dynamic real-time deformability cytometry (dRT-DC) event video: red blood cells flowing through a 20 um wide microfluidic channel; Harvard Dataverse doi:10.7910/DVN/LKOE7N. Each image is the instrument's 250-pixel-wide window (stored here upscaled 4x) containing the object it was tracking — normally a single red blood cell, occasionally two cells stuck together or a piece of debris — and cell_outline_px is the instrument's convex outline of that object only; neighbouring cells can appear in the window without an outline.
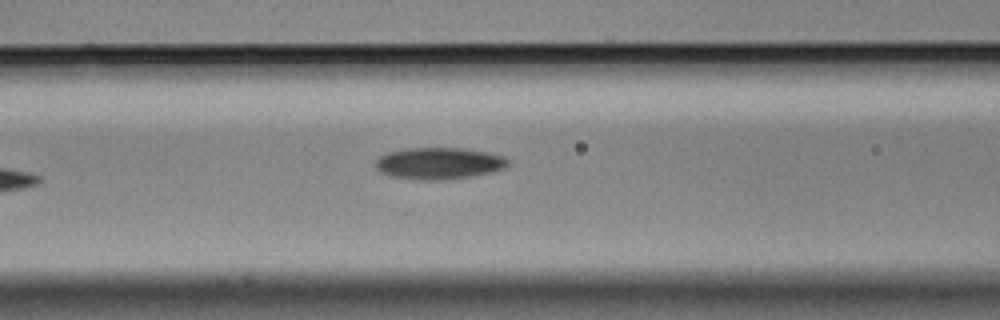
{"species": "Egyptian fruit bat (a non-hibernating species)", "species_latin": "Rousettus aegyptiacus", "temperature_condition": "cold", "stored_images_in_passage": 3, "camera_frame_rate_fps": 3000, "um_per_image_px": 0.085, "animal": {"sex": "male"}, "frame": {"image": 1, "passage_image": 3, "time_ms": 0.667, "image_size_px": [1000, 320], "cell_outline_px": [[512, 164], [504, 168], [492, 172], [472, 176], [392, 176], [380, 172], [376, 168], [376, 160], [380, 156], [388, 152], [408, 148], [460, 148], [484, 152], [504, 156]], "centroid_in_image_um": [37.36, 13.81], "position_along_channel_um": 129.2, "area_um2": 22.95}}